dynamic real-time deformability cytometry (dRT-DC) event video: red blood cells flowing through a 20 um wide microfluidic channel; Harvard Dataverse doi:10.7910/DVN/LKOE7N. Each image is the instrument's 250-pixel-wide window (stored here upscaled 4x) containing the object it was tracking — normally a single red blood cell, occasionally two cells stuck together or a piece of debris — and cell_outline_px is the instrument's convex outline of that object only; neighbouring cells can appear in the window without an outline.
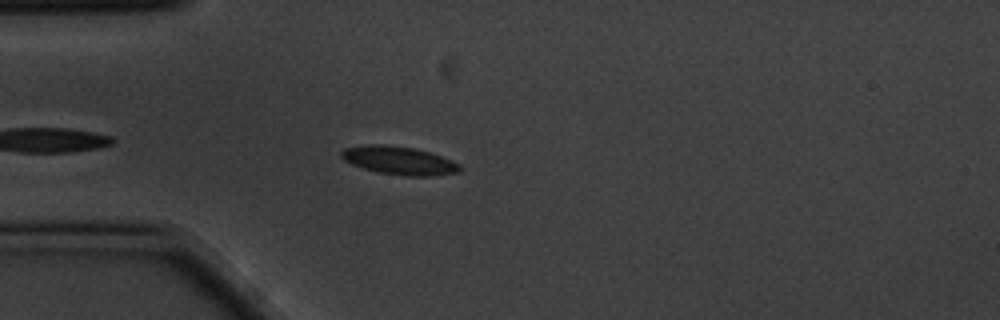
{"species": "common noctule bat (a hibernating species)", "species_latin": "Nyctalus noctula", "temperature_condition": "cold", "stored_images_in_passage": 2, "camera_frame_rate_fps": 3000, "um_per_image_px": 0.085, "animal": {"sex": "male", "body_mass_g": 20.1, "forearm_length_mm": 53.5}, "frame": {"image": 1, "passage_image": 2, "time_ms": 0.333, "image_size_px": [1000, 320], "cell_outline_px": [[464, 168], [460, 172], [432, 176], [408, 176], [380, 172], [364, 168], [352, 164], [344, 160], [340, 156], [340, 152], [344, 148], [368, 144], [384, 144], [412, 148], [428, 152], [452, 160], [460, 164]], "centroid_in_image_um": [33.94, 13.64], "position_along_channel_um": 51.1, "area_um2": 19.42}}